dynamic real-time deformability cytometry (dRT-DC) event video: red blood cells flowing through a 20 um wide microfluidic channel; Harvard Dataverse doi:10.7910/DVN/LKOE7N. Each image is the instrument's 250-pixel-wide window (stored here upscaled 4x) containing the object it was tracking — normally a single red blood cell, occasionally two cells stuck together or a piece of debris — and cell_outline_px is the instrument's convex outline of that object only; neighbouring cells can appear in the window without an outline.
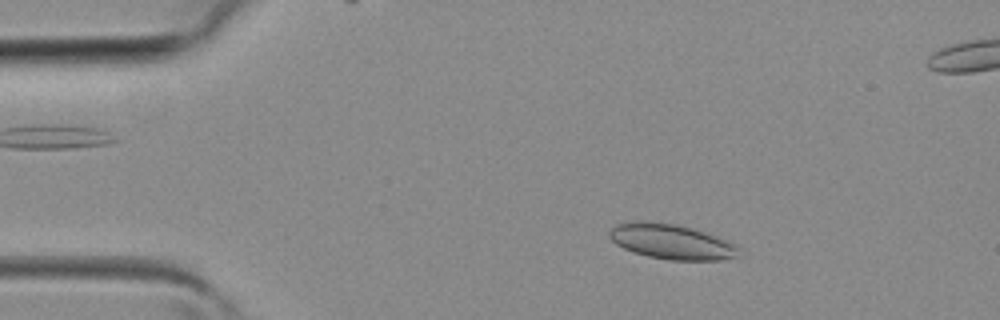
{"species": "common noctule bat (a hibernating species)", "species_latin": "Nyctalus noctula", "temperature_condition": "room temperature", "stored_images_in_passage": 14, "camera_frame_rate_fps": 3000, "um_per_image_px": 0.085, "animal": {"sex": "female", "body_mass_g": 19.3, "forearm_length_mm": 54.1}, "frame": {"image": 1, "passage_image": 6, "time_ms": 1.667, "image_size_px": [1000, 320], "cell_outline_px": [[740, 248], [736, 256], [720, 260], [668, 260], [648, 256], [632, 252], [616, 244], [608, 236], [608, 232], [616, 224], [628, 220], [644, 220], [676, 224], [692, 228], [728, 240]], "centroid_in_image_um": [57.01, 20.52], "position_along_channel_um": 28.0, "area_um2": 26.65}}